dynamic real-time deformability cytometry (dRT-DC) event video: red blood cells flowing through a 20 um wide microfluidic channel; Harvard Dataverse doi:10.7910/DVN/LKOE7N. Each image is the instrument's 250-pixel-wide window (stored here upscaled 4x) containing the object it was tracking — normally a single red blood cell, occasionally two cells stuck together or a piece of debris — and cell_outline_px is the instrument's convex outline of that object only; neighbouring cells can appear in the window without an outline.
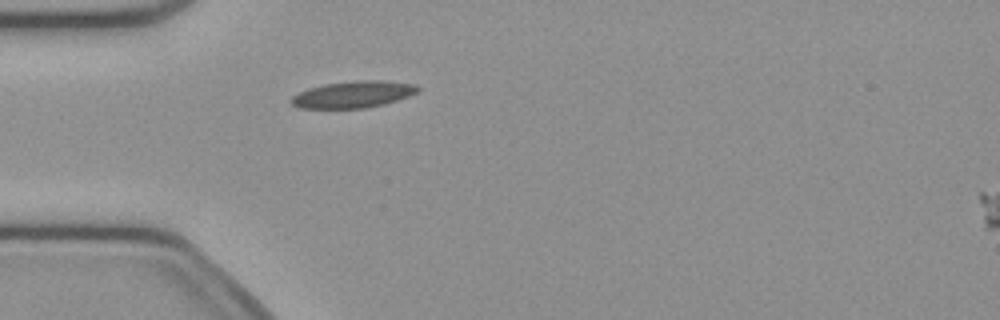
{"species": "common noctule bat (a hibernating species)", "species_latin": "Nyctalus noctula", "temperature_condition": "cold", "stored_images_in_passage": 38, "camera_frame_rate_fps": 3000, "um_per_image_px": 0.085, "animal": {"sex": "female", "body_mass_g": 21.9}, "frame": {"image": 1, "passage_image": 1, "time_ms": 0.0, "image_size_px": [1000, 320], "cell_outline_px": [[420, 92], [384, 104], [364, 108], [296, 108], [288, 100], [292, 96], [308, 88], [324, 84], [356, 80], [384, 80], [416, 84], [420, 88]], "centroid_in_image_um": [30.02, 8.02], "position_along_channel_um": 55.0, "area_um2": 19.88}}
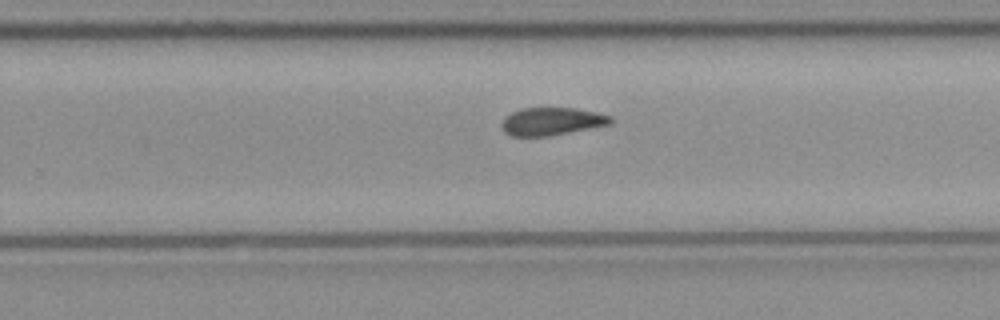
{"frame": {"image": 2, "passage_image": 19, "time_ms": 6.0, "image_size_px": [1000, 320], "cell_outline_px": [[612, 120], [608, 124], [548, 136], [512, 136], [504, 132], [500, 124], [504, 116], [520, 108], [576, 108], [596, 112], [612, 116]], "centroid_in_image_um": [46.82, 10.31], "position_along_channel_um": 283.0, "area_um2": 17.51}}
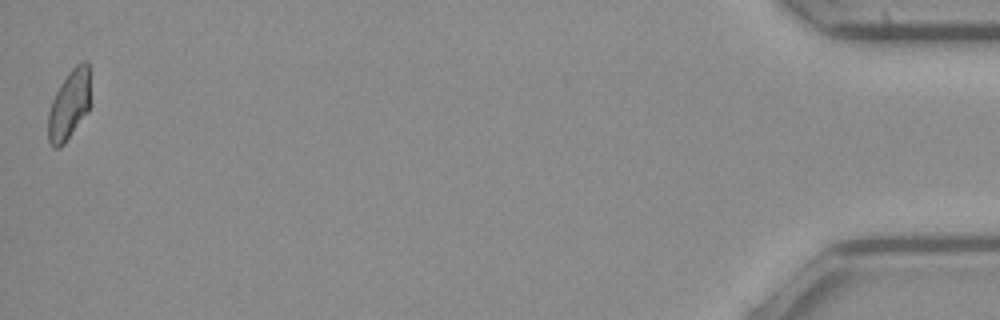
{"frame": {"image": 3, "passage_image": 38, "time_ms": 12.333, "image_size_px": [1000, 320], "cell_outline_px": [[88, 112], [64, 144], [60, 148], [56, 148], [48, 140], [48, 112], [52, 100], [60, 84], [68, 72], [80, 60], [88, 60]], "centroid_in_image_um": [5.85, 8.91], "position_along_channel_um": 429.3, "area_um2": 16.94}, "authors_computed_cell_mechanics": {"area_um2": 18.1781, "velocity_mm_per_s": 3.894, "shape_relaxation_time_tau1_ms": null, "shape_relaxation_time_tau2_ms": 6.772, "deformation_change_tau1": null, "deformation_change_tau2": 0.1235}}